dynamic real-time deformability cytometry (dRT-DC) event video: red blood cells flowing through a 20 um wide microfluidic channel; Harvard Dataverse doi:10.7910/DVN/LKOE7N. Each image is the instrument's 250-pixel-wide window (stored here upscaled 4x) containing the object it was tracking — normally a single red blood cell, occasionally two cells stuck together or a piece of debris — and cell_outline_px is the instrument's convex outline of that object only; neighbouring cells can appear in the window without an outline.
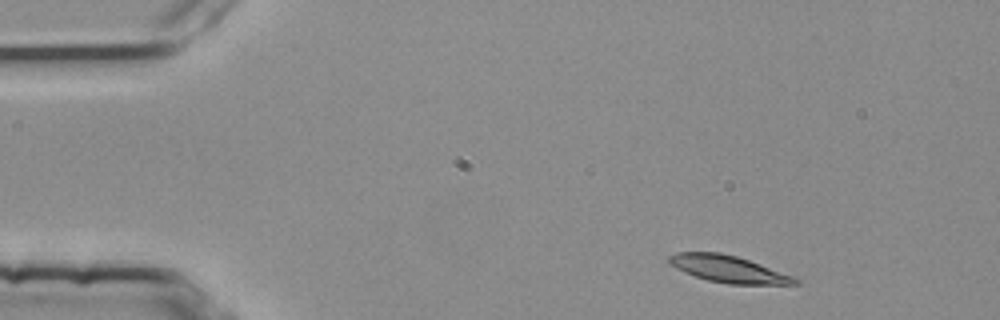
{"species": "common noctule bat (a hibernating species)", "species_latin": "Nyctalus noctula", "temperature_condition": "room temperature", "stored_images_in_passage": 3, "camera_frame_rate_fps": 3000, "um_per_image_px": 0.085, "animal": {"sex": "female", "body_mass_g": 25.1}, "frame": {"image": 1, "passage_image": 1, "time_ms": 0.0, "image_size_px": [1000, 320], "cell_outline_px": [[800, 284], [728, 284], [708, 280], [684, 272], [668, 264], [668, 256], [676, 252], [720, 252], [736, 256], [748, 260], [792, 276], [800, 280]], "centroid_in_image_um": [61.86, 22.86], "position_along_channel_um": 23.1, "area_um2": 19.54}}